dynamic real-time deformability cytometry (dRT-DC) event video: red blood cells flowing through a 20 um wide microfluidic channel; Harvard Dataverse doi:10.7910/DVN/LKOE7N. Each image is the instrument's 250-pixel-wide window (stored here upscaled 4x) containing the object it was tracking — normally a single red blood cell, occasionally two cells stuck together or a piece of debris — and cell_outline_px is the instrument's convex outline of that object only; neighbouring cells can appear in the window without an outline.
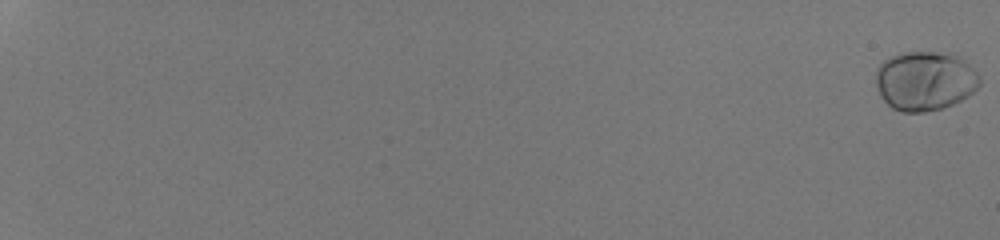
{"species": "human", "species_latin": "Homo sapiens", "temperature_condition": "room temperature", "stored_images_in_passage": 55, "camera_frame_rate_fps": 3000, "um_per_image_px": 0.085, "donor": {"sex": "male"}, "frame": {"image": 1, "passage_image": 1, "time_ms": 0.0, "image_size_px": [1000, 240], "cell_outline_px": [[980, 84], [968, 96], [944, 108], [924, 112], [900, 112], [892, 108], [880, 96], [876, 88], [876, 68], [884, 60], [900, 52], [936, 52], [960, 56], [980, 76]], "centroid_in_image_um": [78.6, 6.88], "position_along_channel_um": 6.4, "area_um2": 36.07}}
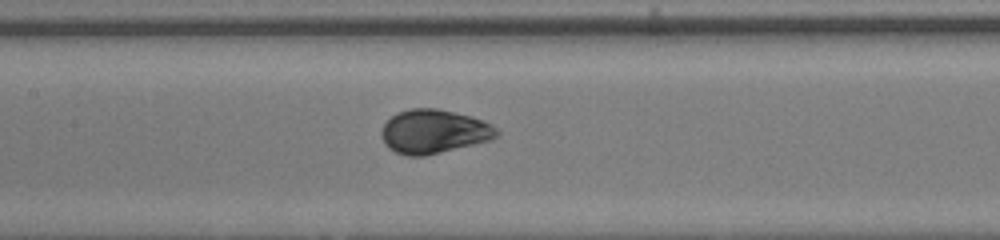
{"frame": {"image": 2, "passage_image": 33, "time_ms": 10.667, "image_size_px": [1000, 240], "cell_outline_px": [[500, 136], [492, 140], [424, 156], [408, 156], [396, 152], [388, 148], [384, 144], [380, 136], [380, 128], [396, 112], [408, 108], [436, 108], [472, 116], [484, 120], [492, 124], [500, 132]], "centroid_in_image_um": [36.88, 11.17], "position_along_channel_um": 170.5, "area_um2": 29.94}}
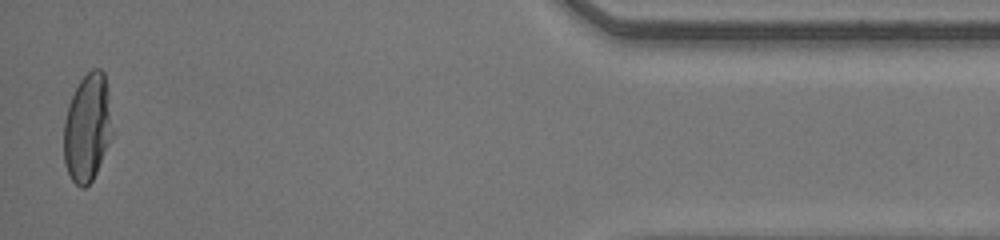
{"frame": {"image": 3, "passage_image": 55, "time_ms": 18.0, "image_size_px": [1000, 240], "cell_outline_px": [[116, 132], [92, 180], [84, 188], [80, 188], [72, 180], [64, 164], [64, 120], [68, 104], [80, 80], [92, 68], [100, 68], [104, 72], [108, 88]], "centroid_in_image_um": [7.48, 10.84], "position_along_channel_um": 427.7, "area_um2": 31.44}, "authors_computed_cell_mechanics": {"area_um2": 30.8074, "velocity_mm_per_s": 4.2472, "shape_relaxation_time_tau1_ms": 2.6016, "shape_relaxation_time_tau2_ms": null, "deformation_change_tau1": 0.1716, "deformation_change_tau2": null}}